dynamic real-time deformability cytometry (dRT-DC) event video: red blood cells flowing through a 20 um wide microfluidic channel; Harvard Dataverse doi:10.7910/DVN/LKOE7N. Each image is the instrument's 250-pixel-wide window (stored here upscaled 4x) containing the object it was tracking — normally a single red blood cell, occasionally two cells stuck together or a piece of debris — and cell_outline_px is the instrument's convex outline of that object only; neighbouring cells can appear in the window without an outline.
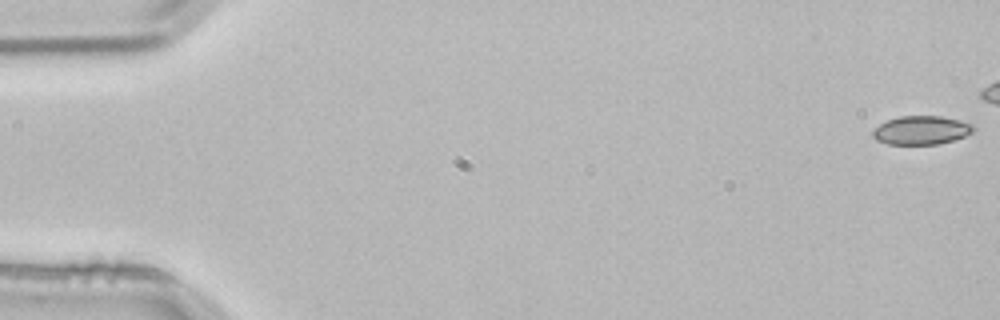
{"species": "common noctule bat (a hibernating species)", "species_latin": "Nyctalus noctula", "temperature_condition": "room temperature", "stored_images_in_passage": 5, "camera_frame_rate_fps": 3000, "um_per_image_px": 0.085, "animal": {"sex": "male", "body_mass_g": 21.5, "forearm_length_mm": 52.0}, "frame": {"image": 1, "passage_image": 1, "time_ms": 0.0, "image_size_px": [1000, 320], "cell_outline_px": [[976, 128], [972, 132], [964, 136], [952, 140], [936, 144], [888, 144], [876, 140], [872, 136], [872, 128], [888, 120], [900, 116], [940, 116], [960, 120], [972, 124]], "centroid_in_image_um": [78.28, 11.06], "position_along_channel_um": 6.7, "area_um2": 16.76}}